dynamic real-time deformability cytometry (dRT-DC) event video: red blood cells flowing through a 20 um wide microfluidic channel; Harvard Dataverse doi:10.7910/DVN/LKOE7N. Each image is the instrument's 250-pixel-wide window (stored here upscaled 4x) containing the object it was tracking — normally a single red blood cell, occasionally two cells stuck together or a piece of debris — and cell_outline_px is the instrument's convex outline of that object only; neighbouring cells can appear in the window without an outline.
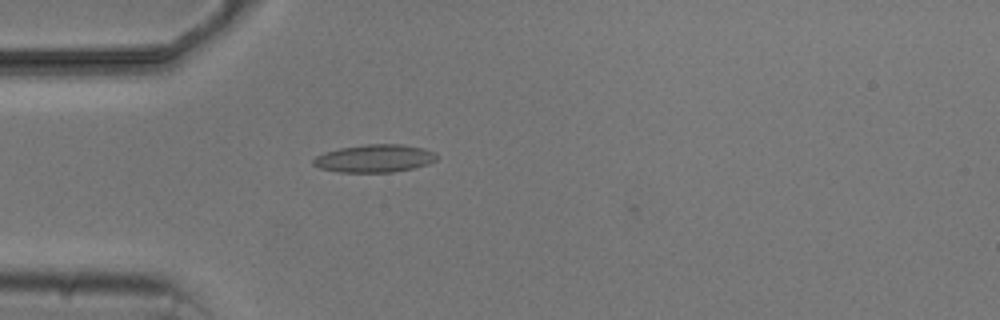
{"species": "common noctule bat (a hibernating species)", "species_latin": "Nyctalus noctula", "temperature_condition": "cold", "stored_images_in_passage": 2, "camera_frame_rate_fps": 3000, "um_per_image_px": 0.085, "animal": {"sex": "male", "body_mass_g": 20.5, "forearm_length_mm": 52.5}, "frame": {"image": 1, "passage_image": 2, "time_ms": 2.0, "image_size_px": [1000, 320], "cell_outline_px": [[440, 156], [436, 160], [428, 164], [412, 168], [392, 172], [340, 172], [320, 168], [312, 164], [312, 160], [316, 156], [340, 148], [364, 144], [400, 144], [424, 148], [436, 152]], "centroid_in_image_um": [31.88, 13.46], "position_along_channel_um": 53.1, "area_um2": 20.0}}